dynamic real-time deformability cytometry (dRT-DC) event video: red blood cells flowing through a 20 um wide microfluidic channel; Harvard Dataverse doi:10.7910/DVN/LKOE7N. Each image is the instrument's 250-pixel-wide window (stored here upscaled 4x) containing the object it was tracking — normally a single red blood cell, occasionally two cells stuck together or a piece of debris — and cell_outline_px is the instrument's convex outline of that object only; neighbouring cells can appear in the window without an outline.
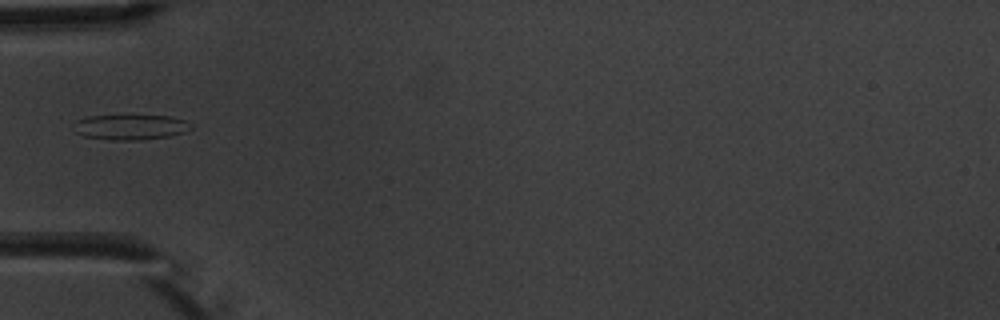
{"species": "common noctule bat (a hibernating species)", "species_latin": "Nyctalus noctula", "temperature_condition": "warm", "stored_images_in_passage": 5, "camera_frame_rate_fps": 3000, "um_per_image_px": 0.085, "animal": {"sex": "male", "body_mass_g": 20.1, "forearm_length_mm": 53.5}, "frame": {"image": 1, "passage_image": 5, "time_ms": 5.333, "image_size_px": [1000, 320], "cell_outline_px": [[192, 128], [184, 132], [168, 136], [144, 140], [112, 140], [84, 136], [76, 132], [76, 120], [88, 116], [168, 116], [184, 120], [192, 124]], "centroid_in_image_um": [11.12, 10.81], "position_along_channel_um": 73.9, "area_um2": 16.99}}